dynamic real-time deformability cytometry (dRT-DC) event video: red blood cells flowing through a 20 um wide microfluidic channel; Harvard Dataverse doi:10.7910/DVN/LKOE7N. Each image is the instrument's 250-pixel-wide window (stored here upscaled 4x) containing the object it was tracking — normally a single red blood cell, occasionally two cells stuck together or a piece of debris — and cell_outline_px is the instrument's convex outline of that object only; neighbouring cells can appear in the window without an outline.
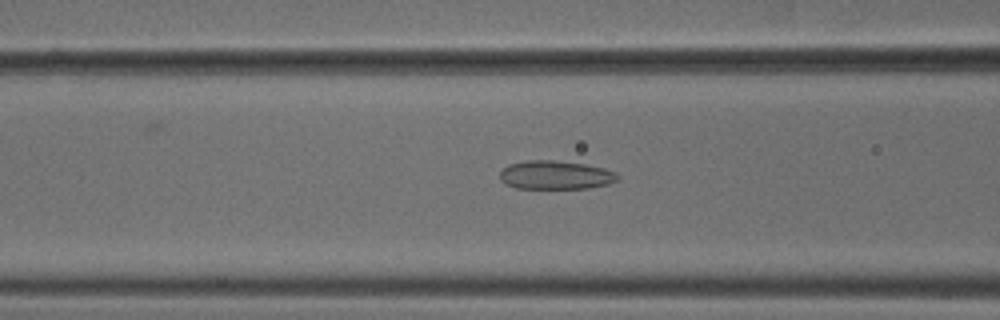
{"species": "common noctule bat (a hibernating species)", "species_latin": "Nyctalus noctula", "temperature_condition": "cold", "stored_images_in_passage": 49, "camera_frame_rate_fps": 3000, "um_per_image_px": 0.085, "animal": {"sex": "male", "body_mass_g": 18.8}, "frame": {"image": 1, "passage_image": 18, "time_ms": 5.667, "image_size_px": [1000, 320], "cell_outline_px": [[616, 180], [608, 184], [588, 188], [516, 188], [500, 180], [500, 172], [508, 164], [524, 160], [552, 160], [588, 164], [604, 168], [616, 172]], "centroid_in_image_um": [47.2, 14.86], "position_along_channel_um": 119.4, "area_um2": 19.59}}
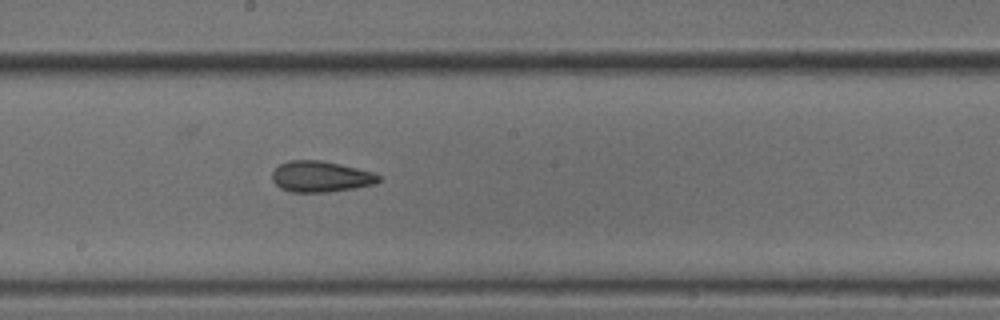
{"frame": {"image": 2, "passage_image": 26, "time_ms": 8.333, "image_size_px": [1000, 320], "cell_outline_px": [[380, 180], [372, 184], [352, 188], [328, 192], [288, 192], [280, 188], [272, 180], [272, 172], [280, 164], [288, 160], [320, 160], [340, 164], [372, 172], [380, 176]], "centroid_in_image_um": [27.2, 15.01], "position_along_channel_um": 221.0, "area_um2": 19.07}}
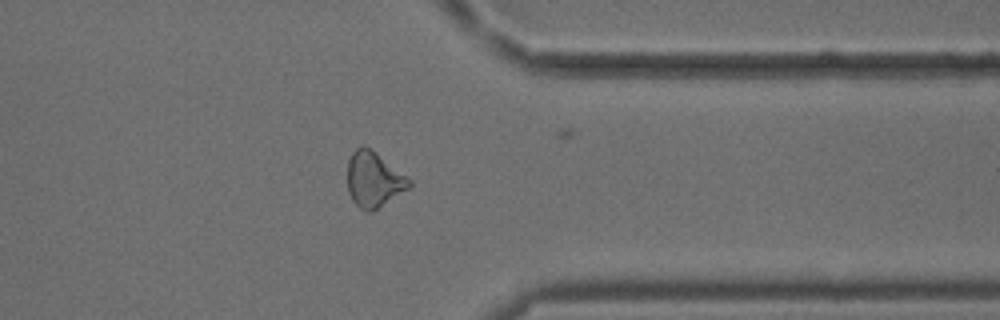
{"frame": {"image": 3, "passage_image": 39, "time_ms": 12.667, "image_size_px": [1000, 320], "cell_outline_px": [[412, 184], [408, 188], [372, 212], [368, 212], [360, 208], [352, 200], [348, 192], [348, 160], [352, 152], [356, 148], [364, 144], [376, 152], [412, 180]], "centroid_in_image_um": [31.76, 15.24], "position_along_channel_um": 379.6, "area_um2": 19.83}}